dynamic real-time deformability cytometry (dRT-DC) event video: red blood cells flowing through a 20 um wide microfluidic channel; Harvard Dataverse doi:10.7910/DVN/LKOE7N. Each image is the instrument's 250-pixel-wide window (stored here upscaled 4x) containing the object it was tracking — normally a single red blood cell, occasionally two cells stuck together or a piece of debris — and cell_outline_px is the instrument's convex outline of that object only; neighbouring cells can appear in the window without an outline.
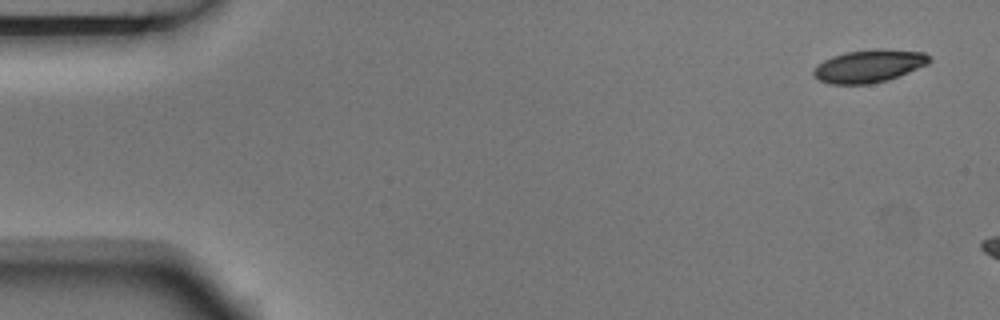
{"species": "Egyptian fruit bat (a non-hibernating species)", "species_latin": "Rousettus aegyptiacus", "temperature_condition": "room temperature", "stored_images_in_passage": 3, "camera_frame_rate_fps": 3000, "um_per_image_px": 0.085, "animal": {"sex": "male"}, "frame": {"image": 1, "passage_image": 1, "time_ms": 0.0, "image_size_px": [1000, 320], "cell_outline_px": [[932, 60], [928, 64], [888, 80], [868, 84], [828, 84], [820, 80], [812, 72], [824, 60], [832, 56], [848, 52], [872, 48], [880, 48], [924, 52]], "centroid_in_image_um": [73.89, 5.6], "position_along_channel_um": 11.1, "area_um2": 21.96}}